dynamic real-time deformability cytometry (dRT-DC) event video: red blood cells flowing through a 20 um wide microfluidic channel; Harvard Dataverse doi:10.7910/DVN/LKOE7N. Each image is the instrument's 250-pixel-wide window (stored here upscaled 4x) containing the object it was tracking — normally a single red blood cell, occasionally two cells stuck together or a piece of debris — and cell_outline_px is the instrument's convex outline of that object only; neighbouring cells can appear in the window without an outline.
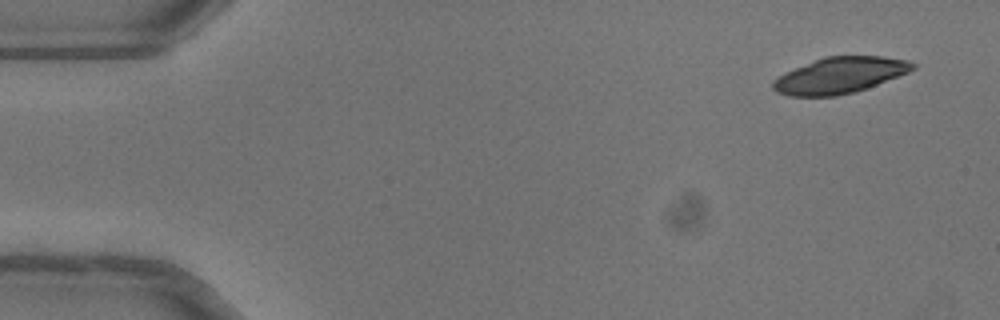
{"species": "common noctule bat (a hibernating species)", "species_latin": "Nyctalus noctula", "temperature_condition": "warm", "stored_images_in_passage": 48, "camera_frame_rate_fps": 3000, "um_per_image_px": 0.085, "animal": {"sex": "female"}, "frame": {"image": 1, "passage_image": 1, "time_ms": 0.0, "image_size_px": [1000, 320], "cell_outline_px": [[916, 68], [908, 72], [876, 84], [852, 92], [836, 96], [788, 96], [776, 92], [772, 88], [772, 80], [796, 68], [824, 56], [884, 56], [908, 60], [916, 64]], "centroid_in_image_um": [71.38, 6.4], "position_along_channel_um": 13.6, "area_um2": 28.96}}
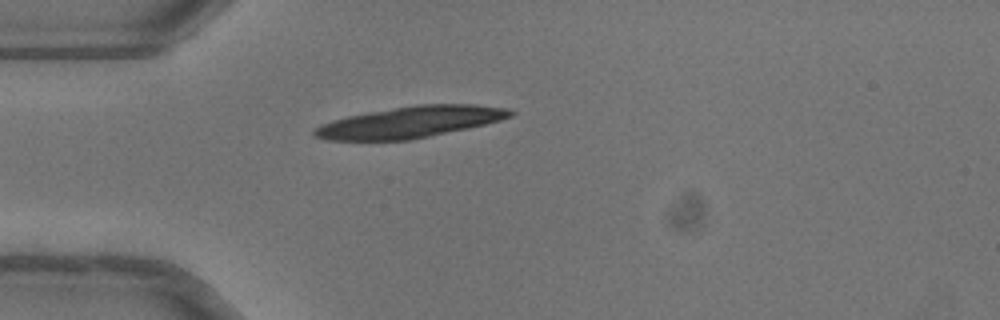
{"frame": {"image": 2, "passage_image": 12, "time_ms": 3.667, "image_size_px": [1000, 320], "cell_outline_px": [[516, 112], [512, 116], [500, 120], [468, 128], [412, 140], [324, 140], [312, 136], [312, 132], [320, 124], [332, 120], [348, 116], [368, 112], [416, 104], [476, 104], [508, 108]], "centroid_in_image_um": [34.86, 10.38], "position_along_channel_um": 50.1, "area_um2": 35.89}}